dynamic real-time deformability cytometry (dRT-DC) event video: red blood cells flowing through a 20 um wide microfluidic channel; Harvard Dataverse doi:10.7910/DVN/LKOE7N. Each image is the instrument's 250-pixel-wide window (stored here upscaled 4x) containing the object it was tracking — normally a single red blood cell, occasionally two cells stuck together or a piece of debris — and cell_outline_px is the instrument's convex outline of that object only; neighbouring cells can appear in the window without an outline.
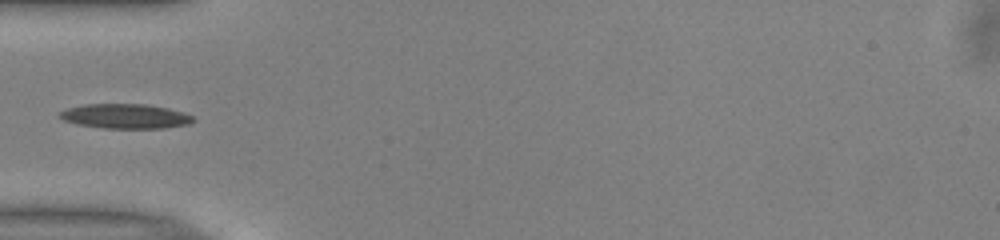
{"species": "common noctule bat (a hibernating species)", "species_latin": "Nyctalus noctula", "temperature_condition": "warm", "stored_images_in_passage": 35, "camera_frame_rate_fps": 3000, "um_per_image_px": 0.085, "animal": {"sex": "male", "body_mass_g": 13.0, "forearm_length_mm": 53.1}, "frame": {"image": 1, "passage_image": 1, "time_ms": 0.0, "image_size_px": [1000, 240], "cell_outline_px": [[196, 120], [188, 124], [164, 128], [104, 128], [76, 124], [64, 120], [56, 116], [60, 112], [68, 108], [84, 104], [144, 104], [168, 108], [192, 116]], "centroid_in_image_um": [10.62, 9.88], "position_along_channel_um": 74.4, "area_um2": 19.07}}